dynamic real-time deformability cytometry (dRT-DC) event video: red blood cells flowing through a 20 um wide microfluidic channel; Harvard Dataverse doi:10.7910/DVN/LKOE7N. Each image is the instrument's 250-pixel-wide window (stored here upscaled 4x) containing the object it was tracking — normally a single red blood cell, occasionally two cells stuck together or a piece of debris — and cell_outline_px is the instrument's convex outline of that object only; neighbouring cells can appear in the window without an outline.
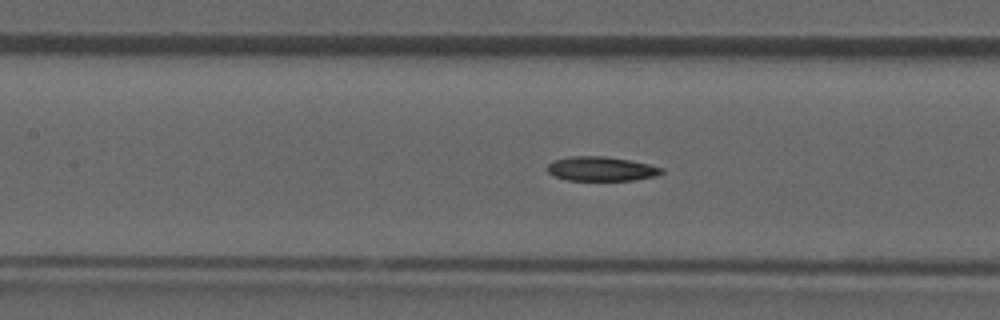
{"species": "common noctule bat (a hibernating species)", "species_latin": "Nyctalus noctula", "temperature_condition": "room temperature", "stored_images_in_passage": 52, "camera_frame_rate_fps": 3000, "um_per_image_px": 0.085, "animal": {"sex": "male", "forearm_length_mm": 52.5}, "frame": {"image": 1, "passage_image": 23, "time_ms": 7.333, "image_size_px": [1000, 320], "cell_outline_px": [[664, 172], [656, 176], [636, 180], [568, 180], [552, 176], [548, 172], [548, 164], [552, 160], [568, 156], [608, 156], [648, 164], [664, 168]], "centroid_in_image_um": [51.09, 14.35], "position_along_channel_um": 156.3, "area_um2": 16.36}}